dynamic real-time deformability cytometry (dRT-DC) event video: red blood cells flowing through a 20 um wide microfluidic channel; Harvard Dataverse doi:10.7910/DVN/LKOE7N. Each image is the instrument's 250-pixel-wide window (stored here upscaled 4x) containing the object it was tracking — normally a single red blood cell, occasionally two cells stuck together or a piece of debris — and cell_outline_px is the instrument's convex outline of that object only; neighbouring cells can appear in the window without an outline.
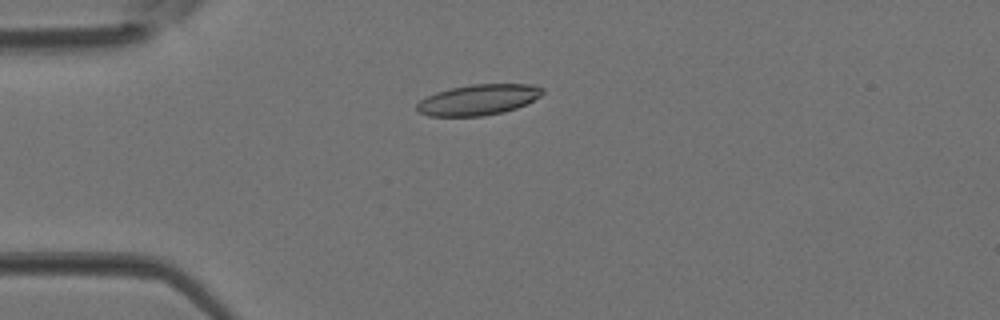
{"species": "Egyptian fruit bat (a non-hibernating species)", "species_latin": "Rousettus aegyptiacus", "temperature_condition": "room temperature", "stored_images_in_passage": 4, "camera_frame_rate_fps": 3000, "um_per_image_px": 0.085, "animal": {"sex": "female"}, "frame": {"image": 1, "passage_image": 3, "time_ms": 0.667, "image_size_px": [1000, 320], "cell_outline_px": [[544, 92], [540, 96], [516, 108], [504, 112], [480, 116], [428, 116], [416, 112], [416, 104], [420, 100], [436, 92], [452, 88], [472, 84], [528, 84], [544, 88]], "centroid_in_image_um": [40.62, 8.48], "position_along_channel_um": 44.4, "area_um2": 22.37}}